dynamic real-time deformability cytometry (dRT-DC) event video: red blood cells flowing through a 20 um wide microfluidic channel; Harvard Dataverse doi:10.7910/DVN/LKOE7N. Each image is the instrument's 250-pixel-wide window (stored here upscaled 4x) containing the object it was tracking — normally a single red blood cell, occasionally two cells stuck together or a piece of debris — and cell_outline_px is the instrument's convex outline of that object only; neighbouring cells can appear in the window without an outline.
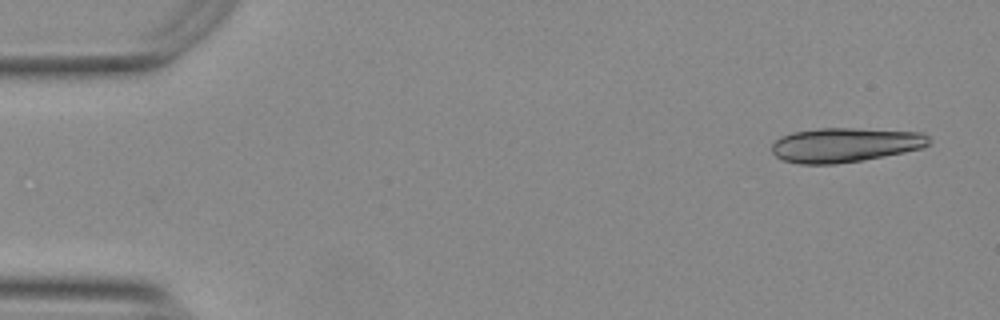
{"species": "Egyptian fruit bat (a non-hibernating species)", "species_latin": "Rousettus aegyptiacus", "temperature_condition": "warm", "stored_images_in_passage": 16, "camera_frame_rate_fps": 3000, "um_per_image_px": 0.085, "animal": {"sex": "female"}, "frame": {"image": 1, "passage_image": 1, "time_ms": 0.0, "image_size_px": [1000, 320], "cell_outline_px": [[928, 144], [924, 148], [864, 160], [836, 164], [800, 164], [784, 160], [776, 156], [772, 152], [772, 144], [780, 136], [792, 132], [820, 128], [856, 128], [924, 132], [928, 136]], "centroid_in_image_um": [71.83, 12.31], "position_along_channel_um": 13.2, "area_um2": 31.67}}